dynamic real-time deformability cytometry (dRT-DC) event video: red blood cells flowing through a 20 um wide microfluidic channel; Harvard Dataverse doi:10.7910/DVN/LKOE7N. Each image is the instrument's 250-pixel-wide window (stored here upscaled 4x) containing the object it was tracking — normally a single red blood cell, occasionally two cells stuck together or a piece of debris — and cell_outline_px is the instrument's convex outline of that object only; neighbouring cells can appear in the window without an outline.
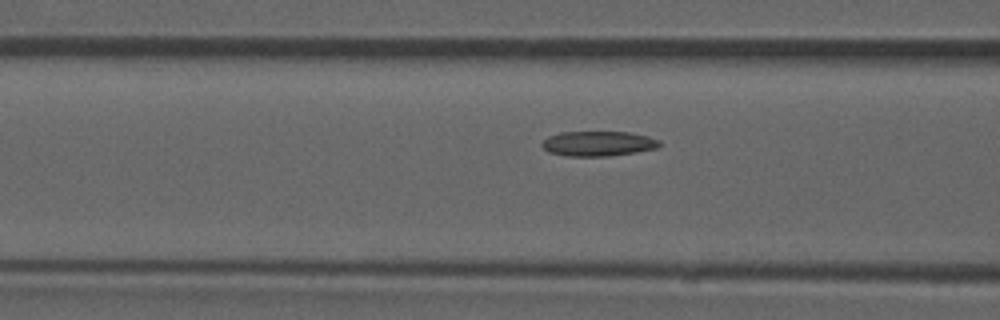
{"species": "common noctule bat (a hibernating species)", "species_latin": "Nyctalus noctula", "temperature_condition": "room temperature", "stored_images_in_passage": 49, "camera_frame_rate_fps": 3000, "um_per_image_px": 0.085, "animal": {"sex": "male", "forearm_length_mm": 52.5}, "frame": {"image": 1, "passage_image": 21, "time_ms": 6.667, "image_size_px": [1000, 320], "cell_outline_px": [[660, 144], [656, 148], [636, 152], [608, 156], [564, 156], [548, 152], [540, 144], [548, 136], [560, 132], [628, 132], [648, 136], [660, 140]], "centroid_in_image_um": [50.81, 12.21], "position_along_channel_um": 115.8, "area_um2": 17.11}, "authors_computed_cell_mechanics": {"area_um2": 17.051, "velocity_mm_per_s": 3.8929, "shape_relaxation_time_tau1_ms": null, "shape_relaxation_time_tau2_ms": 6.1506, "deformation_change_tau1": null, "deformation_change_tau2": 0.1069}}